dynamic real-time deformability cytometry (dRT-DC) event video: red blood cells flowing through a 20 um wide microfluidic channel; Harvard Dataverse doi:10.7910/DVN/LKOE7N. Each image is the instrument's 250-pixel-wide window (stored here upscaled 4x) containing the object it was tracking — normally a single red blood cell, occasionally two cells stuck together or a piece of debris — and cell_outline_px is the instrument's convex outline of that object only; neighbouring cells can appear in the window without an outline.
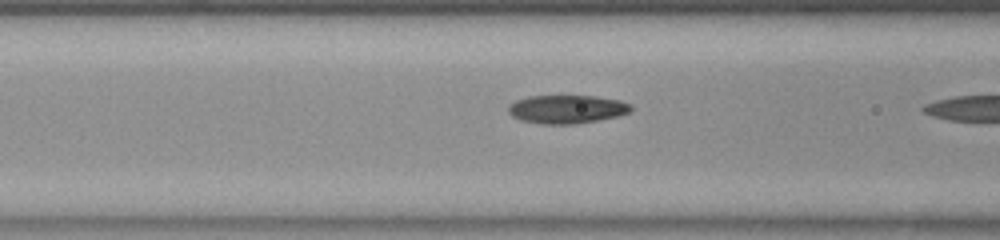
{"species": "common noctule bat (a hibernating species)", "species_latin": "Nyctalus noctula", "temperature_condition": "room temperature", "stored_images_in_passage": 11, "camera_frame_rate_fps": 3000, "um_per_image_px": 0.085, "animal": {"sex": "female", "body_mass_g": 23.0, "forearm_length_mm": 53.4}, "frame": {"image": 1, "passage_image": 10, "time_ms": 3.0, "image_size_px": [1000, 240], "cell_outline_px": [[632, 112], [616, 116], [596, 120], [572, 124], [544, 124], [520, 120], [512, 116], [508, 112], [508, 104], [516, 100], [528, 96], [596, 96], [620, 100], [632, 104]], "centroid_in_image_um": [48.18, 9.27], "position_along_channel_um": 118.4, "area_um2": 20.35}}